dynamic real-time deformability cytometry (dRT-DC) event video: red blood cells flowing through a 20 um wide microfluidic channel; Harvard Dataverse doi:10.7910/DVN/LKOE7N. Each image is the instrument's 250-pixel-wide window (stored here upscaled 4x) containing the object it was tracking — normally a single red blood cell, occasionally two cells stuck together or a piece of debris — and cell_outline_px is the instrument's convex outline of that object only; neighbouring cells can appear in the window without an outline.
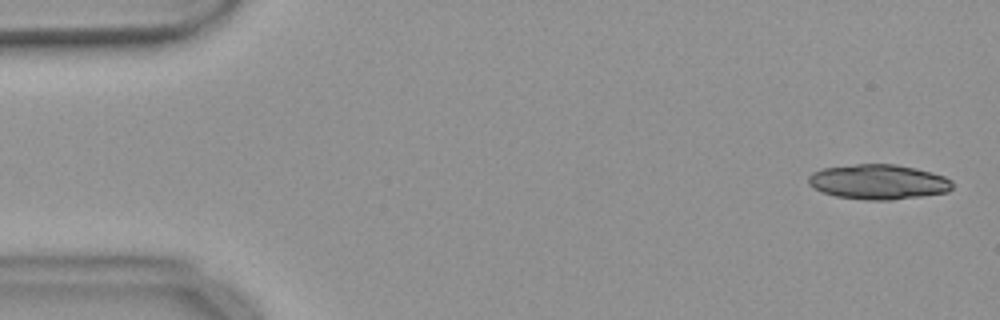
{"species": "common noctule bat (a hibernating species)", "species_latin": "Nyctalus noctula", "temperature_condition": "warm", "stored_images_in_passage": 21, "camera_frame_rate_fps": 3000, "um_per_image_px": 0.085, "animal": {"sex": "female", "body_mass_g": 18.4}, "frame": {"image": 1, "passage_image": 2, "time_ms": 0.333, "image_size_px": [1000, 320], "cell_outline_px": [[952, 188], [948, 192], [892, 200], [864, 200], [836, 196], [824, 192], [808, 184], [808, 176], [812, 172], [820, 168], [856, 164], [896, 164], [916, 168], [932, 172], [944, 176], [952, 180]], "centroid_in_image_um": [74.66, 15.45], "position_along_channel_um": 10.3, "area_um2": 29.42}}
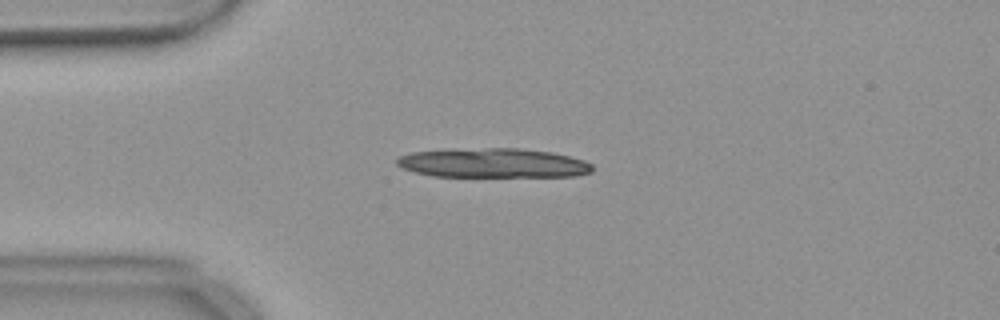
{"frame": {"image": 2, "passage_image": 13, "time_ms": 4.0, "image_size_px": [1000, 320], "cell_outline_px": [[592, 172], [576, 176], [432, 176], [416, 172], [404, 168], [396, 164], [396, 156], [412, 152], [452, 148], [520, 148], [552, 152], [584, 160], [592, 164]], "centroid_in_image_um": [41.88, 13.84], "position_along_channel_um": 43.1, "area_um2": 33.7}}